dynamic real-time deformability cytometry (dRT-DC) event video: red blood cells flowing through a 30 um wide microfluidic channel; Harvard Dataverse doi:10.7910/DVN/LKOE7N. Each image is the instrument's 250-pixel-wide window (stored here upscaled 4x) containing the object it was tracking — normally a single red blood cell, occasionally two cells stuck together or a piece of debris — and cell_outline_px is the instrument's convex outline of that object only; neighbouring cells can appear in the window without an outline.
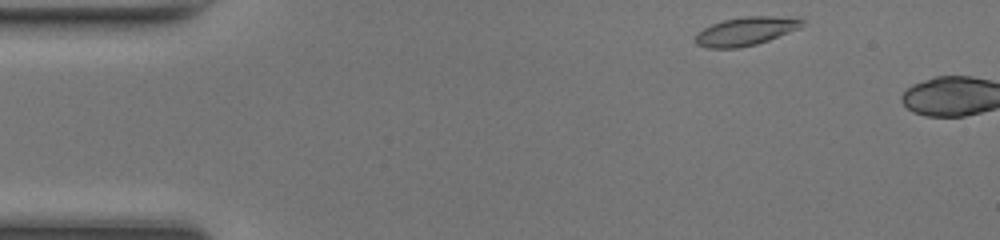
{"species": "common noctule bat (a hibernating species)", "species_latin": "Nyctalus noctula", "temperature_condition": "room temperature", "stored_images_in_passage": 4, "camera_frame_rate_fps": 3000, "um_per_image_px": 0.085, "animal": {"sex": "female", "body_mass_g": 17.0, "forearm_length_mm": 48.0}, "frame": {"image": 1, "passage_image": 2, "time_ms": 0.333, "image_size_px": [1000, 240], "cell_outline_px": [[804, 24], [800, 28], [768, 40], [756, 44], [740, 48], [708, 48], [696, 44], [696, 32], [712, 24], [724, 20], [744, 16], [800, 16], [804, 20]], "centroid_in_image_um": [63.45, 2.63], "position_along_channel_um": 21.6, "area_um2": 17.92}}